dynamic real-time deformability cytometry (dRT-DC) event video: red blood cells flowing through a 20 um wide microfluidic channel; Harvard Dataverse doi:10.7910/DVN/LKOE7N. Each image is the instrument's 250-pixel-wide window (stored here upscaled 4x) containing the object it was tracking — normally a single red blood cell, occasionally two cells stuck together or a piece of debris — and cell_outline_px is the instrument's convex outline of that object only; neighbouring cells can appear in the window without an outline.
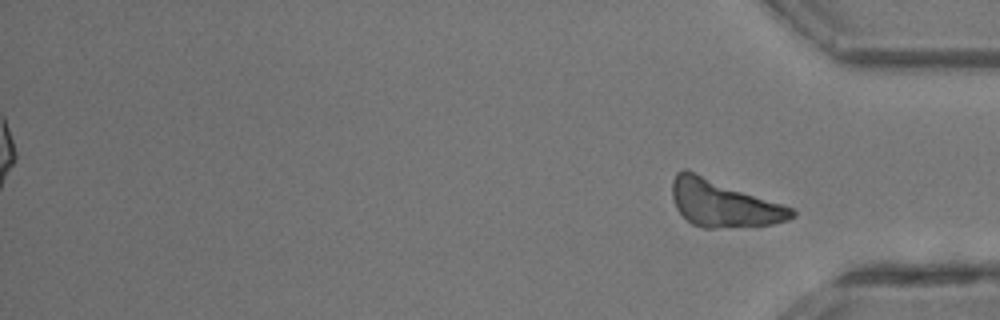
{"species": "common noctule bat (a hibernating species)", "species_latin": "Nyctalus noctula", "temperature_condition": "room temperature", "stored_images_in_passage": 24, "segment_of_instrument_passage": [2, 2], "camera_frame_rate_fps": 3000, "um_per_image_px": 0.085, "animal": {"sex": "male", "body_mass_g": 13.3}, "frame": {"image": 1, "passage_image": 24, "time_ms": 7.667, "image_size_px": [1000, 320], "cell_outline_px": [[796, 216], [788, 220], [772, 224], [716, 228], [704, 228], [692, 224], [676, 208], [672, 196], [672, 180], [676, 172], [684, 168], [792, 208], [796, 212]], "centroid_in_image_um": [61.46, 17.29], "position_along_channel_um": 373.7, "area_um2": 32.19}}